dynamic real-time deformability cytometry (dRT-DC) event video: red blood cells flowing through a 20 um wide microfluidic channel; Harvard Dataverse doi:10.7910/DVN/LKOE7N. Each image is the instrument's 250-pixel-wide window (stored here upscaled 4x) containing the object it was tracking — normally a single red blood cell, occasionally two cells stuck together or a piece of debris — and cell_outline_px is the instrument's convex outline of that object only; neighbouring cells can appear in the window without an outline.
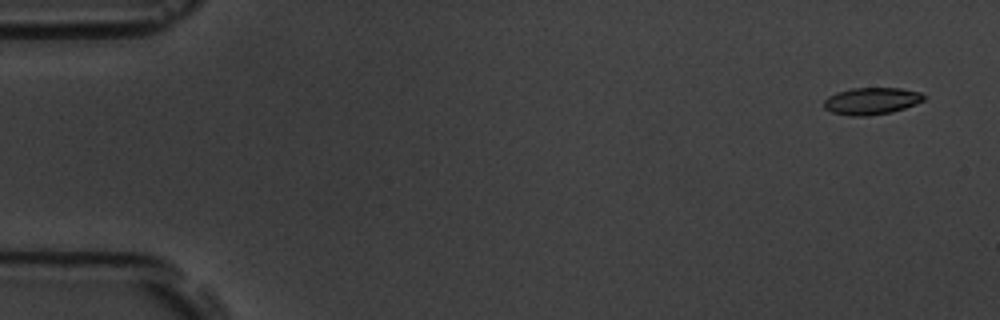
{"species": "common noctule bat (a hibernating species)", "species_latin": "Nyctalus noctula", "temperature_condition": "room temperature", "stored_images_in_passage": 5, "camera_frame_rate_fps": 3000, "um_per_image_px": 0.085, "animal": {"sex": "male", "body_mass_g": 19.5, "forearm_length_mm": 54.6}, "frame": {"image": 1, "passage_image": 1, "time_ms": 0.0, "image_size_px": [1000, 320], "cell_outline_px": [[924, 100], [916, 104], [892, 112], [868, 116], [852, 116], [832, 112], [824, 108], [824, 100], [828, 96], [836, 92], [852, 88], [900, 88], [920, 92], [924, 96]], "centroid_in_image_um": [74.06, 8.58], "position_along_channel_um": 10.9, "area_um2": 15.72}}
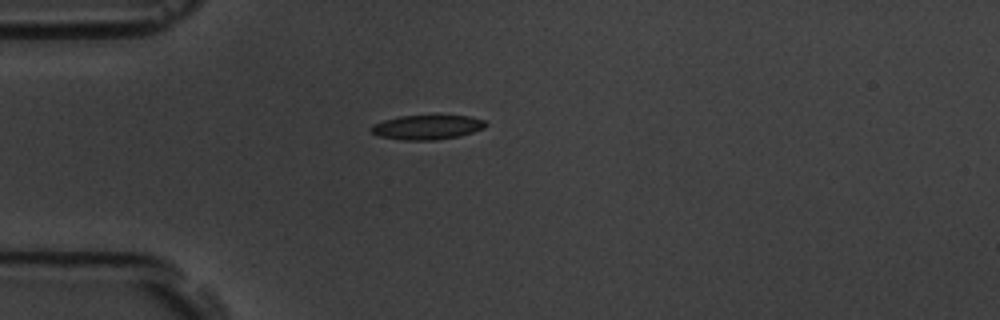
{"frame": {"image": 2, "passage_image": 5, "time_ms": 4.333, "image_size_px": [1000, 320], "cell_outline_px": [[488, 124], [484, 128], [460, 136], [436, 140], [404, 140], [376, 136], [368, 128], [372, 124], [384, 120], [400, 116], [468, 116], [484, 120]], "centroid_in_image_um": [36.27, 10.82], "position_along_channel_um": 48.7, "area_um2": 16.36}}